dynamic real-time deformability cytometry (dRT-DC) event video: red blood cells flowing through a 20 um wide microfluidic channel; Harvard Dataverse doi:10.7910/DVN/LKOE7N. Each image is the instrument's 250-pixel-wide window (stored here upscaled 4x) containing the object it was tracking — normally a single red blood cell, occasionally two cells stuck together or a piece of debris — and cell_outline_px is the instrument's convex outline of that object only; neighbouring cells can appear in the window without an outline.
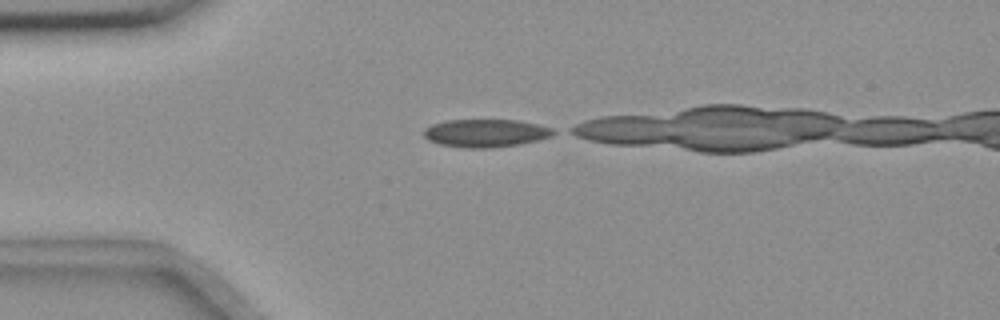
{"species": "common noctule bat (a hibernating species)", "species_latin": "Nyctalus noctula", "temperature_condition": "room temperature", "stored_images_in_passage": 11, "camera_frame_rate_fps": 3000, "um_per_image_px": 0.085, "animal": {"sex": "female", "body_mass_g": 18.4}, "frame": {"image": 1, "passage_image": 1, "time_ms": 0.0, "image_size_px": [1000, 320], "cell_outline_px": [[560, 132], [552, 136], [520, 144], [492, 148], [464, 148], [440, 144], [428, 140], [424, 136], [424, 128], [432, 124], [448, 120], [516, 120], [536, 124], [552, 128]], "centroid_in_image_um": [41.3, 11.32], "position_along_channel_um": 43.7, "area_um2": 21.15}}